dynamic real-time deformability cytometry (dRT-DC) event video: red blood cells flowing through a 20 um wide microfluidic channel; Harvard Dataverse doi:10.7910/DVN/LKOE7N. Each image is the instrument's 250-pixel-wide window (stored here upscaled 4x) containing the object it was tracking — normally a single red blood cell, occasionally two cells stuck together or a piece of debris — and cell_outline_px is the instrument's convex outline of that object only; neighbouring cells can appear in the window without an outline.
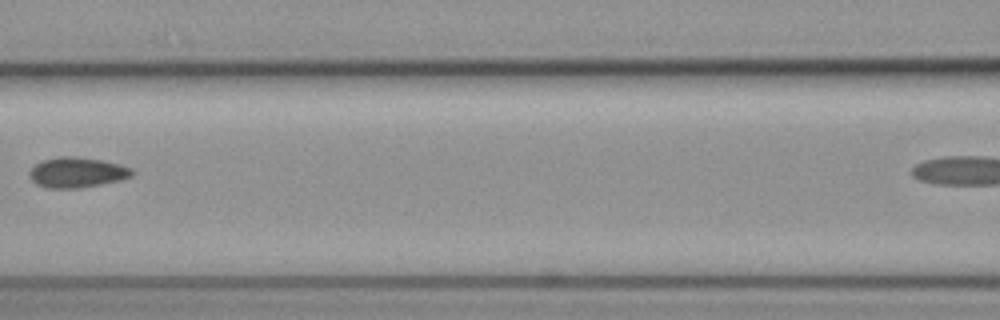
{"species": "common noctule bat (a hibernating species)", "species_latin": "Nyctalus noctula", "temperature_condition": "cold", "stored_images_in_passage": 7, "camera_frame_rate_fps": 3000, "um_per_image_px": 0.085, "animal": {"sex": "female", "body_mass_g": 19.3, "forearm_length_mm": 54.1}, "frame": {"image": 1, "passage_image": 6, "time_ms": 1.667, "image_size_px": [1000, 320], "cell_outline_px": [[136, 172], [132, 176], [124, 180], [80, 188], [48, 188], [36, 184], [28, 176], [28, 172], [36, 164], [44, 160], [60, 156], [76, 156], [100, 160], [120, 164], [132, 168]], "centroid_in_image_um": [6.59, 14.66], "position_along_channel_um": 160.0, "area_um2": 18.32}}
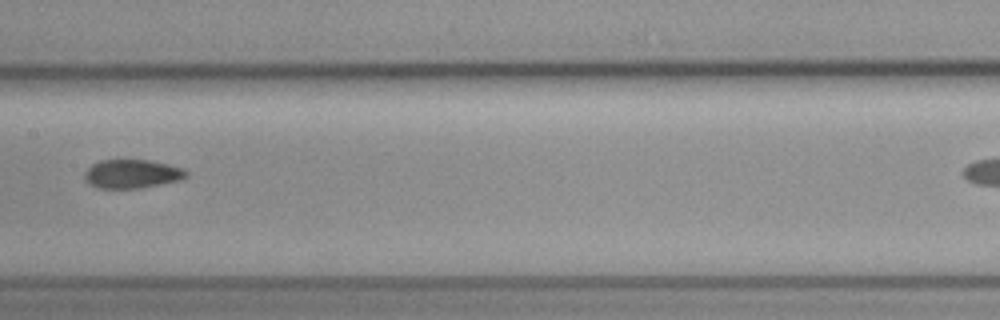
{"frame": {"image": 2, "passage_image": 7, "time_ms": 2.0, "image_size_px": [1000, 320], "cell_outline_px": [[188, 176], [180, 180], [140, 188], [100, 188], [84, 180], [84, 172], [92, 164], [100, 160], [152, 160], [184, 168], [188, 172]], "centroid_in_image_um": [11.24, 14.77], "position_along_channel_um": 196.2, "area_um2": 17.05}}